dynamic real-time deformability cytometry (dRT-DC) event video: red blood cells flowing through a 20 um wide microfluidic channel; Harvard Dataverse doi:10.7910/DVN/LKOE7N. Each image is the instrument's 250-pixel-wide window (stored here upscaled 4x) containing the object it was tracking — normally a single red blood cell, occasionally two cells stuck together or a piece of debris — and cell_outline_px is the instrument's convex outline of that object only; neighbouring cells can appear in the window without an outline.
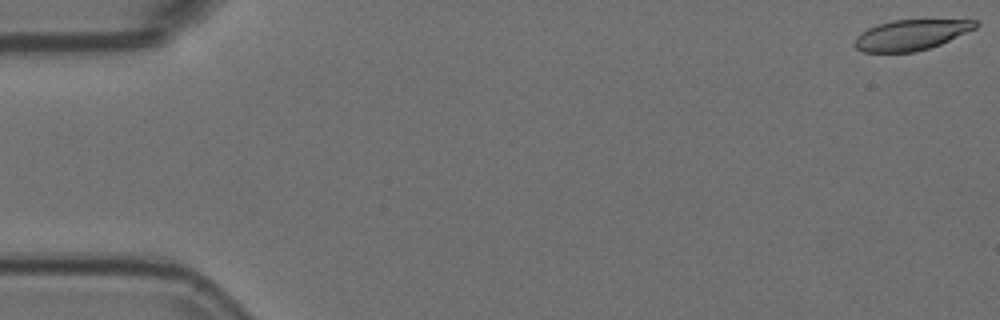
{"species": "Egyptian fruit bat (a non-hibernating species)", "species_latin": "Rousettus aegyptiacus", "temperature_condition": "room temperature", "stored_images_in_passage": 54, "camera_frame_rate_fps": 3000, "um_per_image_px": 0.085, "animal": {"sex": "female"}, "frame": {"image": 1, "passage_image": 1, "time_ms": 0.0, "image_size_px": [1000, 320], "cell_outline_px": [[980, 24], [976, 28], [940, 44], [916, 52], [864, 52], [856, 48], [856, 36], [860, 32], [876, 24], [892, 20], [976, 20]], "centroid_in_image_um": [77.43, 2.96], "position_along_channel_um": 7.6, "area_um2": 21.33}}
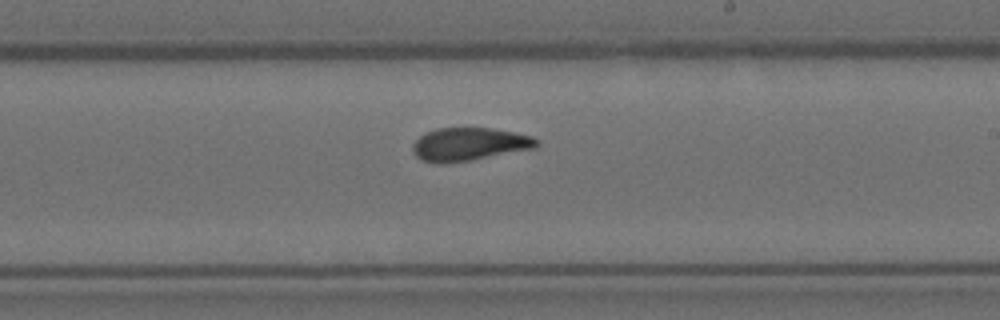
{"frame": {"image": 2, "passage_image": 32, "time_ms": 10.333, "image_size_px": [1000, 320], "cell_outline_px": [[540, 144], [536, 148], [472, 160], [440, 164], [420, 160], [416, 156], [412, 148], [412, 144], [424, 132], [436, 128], [492, 128], [516, 132], [532, 136], [540, 140]], "centroid_in_image_um": [39.9, 12.26], "position_along_channel_um": 249.1, "area_um2": 24.22}}
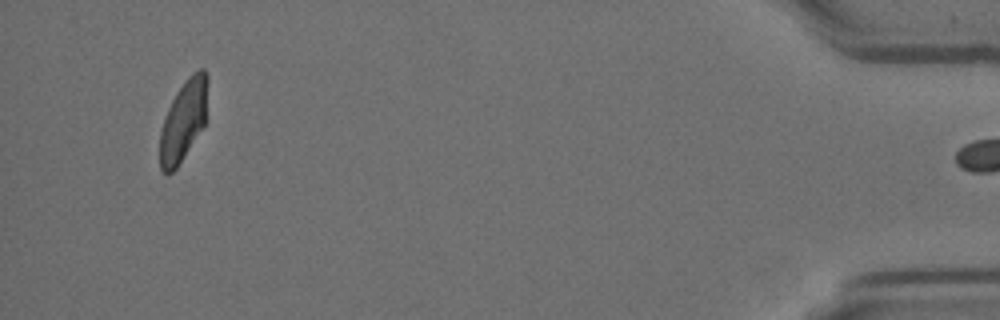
{"frame": {"image": 3, "passage_image": 52, "time_ms": 17.0, "image_size_px": [1000, 320], "cell_outline_px": [[208, 80], [204, 124], [176, 168], [172, 172], [164, 172], [160, 168], [160, 132], [168, 108], [176, 92], [188, 76], [192, 72], [200, 68], [204, 68], [208, 76]], "centroid_in_image_um": [15.59, 10.19], "position_along_channel_um": 419.6, "area_um2": 22.02}}